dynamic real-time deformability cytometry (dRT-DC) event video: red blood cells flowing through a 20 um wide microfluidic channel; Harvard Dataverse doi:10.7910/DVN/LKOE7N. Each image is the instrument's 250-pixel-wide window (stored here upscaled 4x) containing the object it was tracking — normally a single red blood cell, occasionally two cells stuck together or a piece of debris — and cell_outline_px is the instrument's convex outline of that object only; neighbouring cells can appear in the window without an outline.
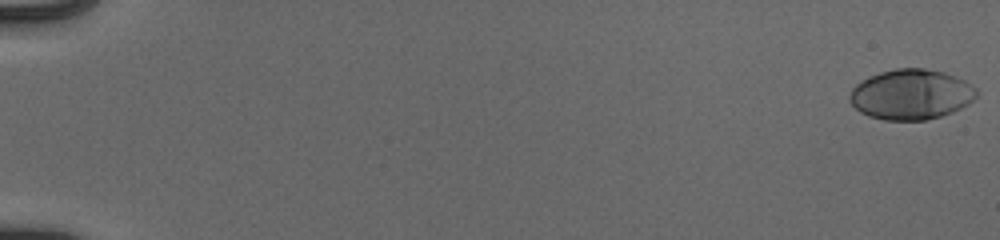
{"species": "human", "species_latin": "Homo sapiens", "temperature_condition": "cold", "stored_images_in_passage": 55, "camera_frame_rate_fps": 3000, "um_per_image_px": 0.085, "donor": {"sex": "male"}, "frame": {"image": 1, "passage_image": 1, "time_ms": 0.0, "image_size_px": [1000, 240], "cell_outline_px": [[976, 96], [968, 104], [952, 112], [928, 120], [884, 120], [868, 116], [860, 112], [852, 104], [848, 96], [852, 88], [860, 80], [868, 76], [880, 72], [896, 68], [924, 68], [944, 72], [956, 76], [964, 80], [976, 88]], "centroid_in_image_um": [77.42, 8.02], "position_along_channel_um": 7.6, "area_um2": 37.28}}
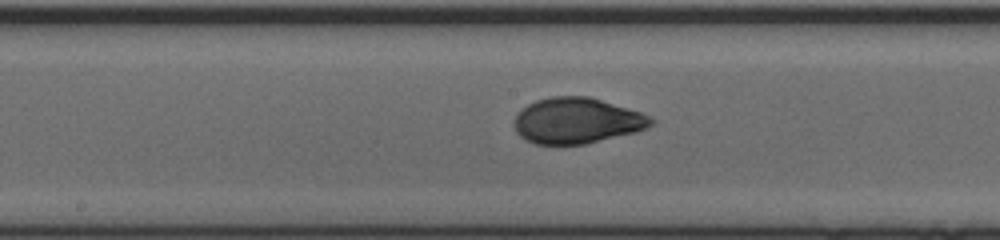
{"frame": {"image": 2, "passage_image": 31, "time_ms": 10.0, "image_size_px": [1000, 240], "cell_outline_px": [[656, 120], [648, 128], [636, 132], [584, 144], [536, 144], [524, 140], [516, 132], [512, 124], [516, 112], [528, 104], [536, 100], [552, 96], [588, 96], [640, 112], [652, 116]], "centroid_in_image_um": [49.0, 10.26], "position_along_channel_um": 199.2, "area_um2": 36.76}}
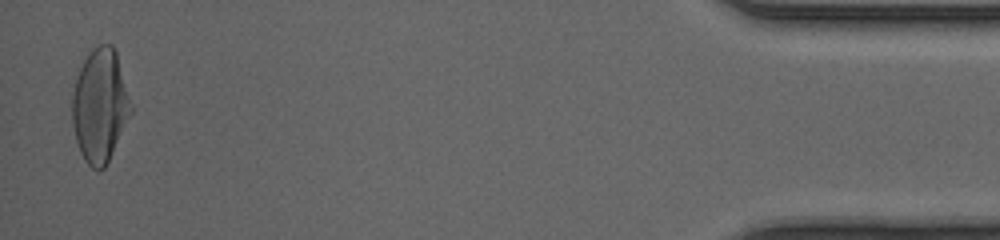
{"frame": {"image": 3, "passage_image": 54, "time_ms": 17.667, "image_size_px": [1000, 240], "cell_outline_px": [[132, 112], [104, 168], [100, 172], [92, 168], [84, 160], [80, 152], [76, 140], [72, 124], [72, 92], [80, 68], [88, 52], [92, 48], [100, 44], [112, 44], [116, 52], [132, 104]], "centroid_in_image_um": [8.49, 8.97], "position_along_channel_um": 426.7, "area_um2": 38.67}, "authors_computed_cell_mechanics": {"area_um2": 36.5296, "velocity_mm_per_s": 3.9585, "shape_relaxation_time_tau1_ms": 5.4393, "shape_relaxation_time_tau2_ms": 0.8019, "deformation_change_tau1": 0.2292, "deformation_change_tau2": 0.0476}}